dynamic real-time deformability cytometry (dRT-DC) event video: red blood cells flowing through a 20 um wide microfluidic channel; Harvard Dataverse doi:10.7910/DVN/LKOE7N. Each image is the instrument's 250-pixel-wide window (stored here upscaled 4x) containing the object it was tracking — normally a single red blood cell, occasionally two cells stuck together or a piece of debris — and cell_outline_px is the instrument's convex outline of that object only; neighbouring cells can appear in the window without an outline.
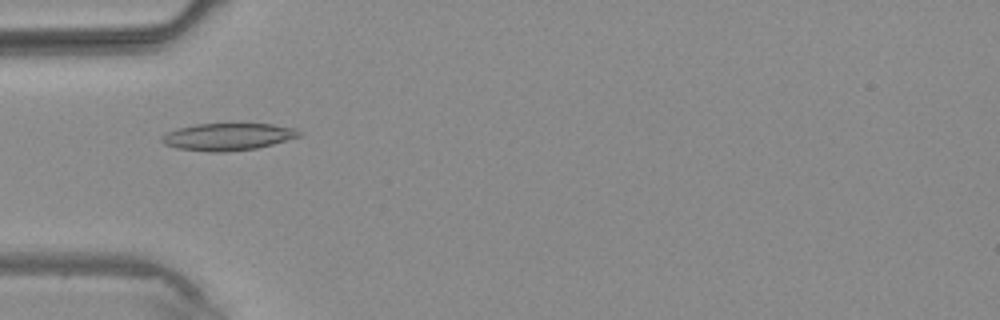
{"species": "common noctule bat (a hibernating species)", "species_latin": "Nyctalus noctula", "temperature_condition": "warm", "stored_images_in_passage": 3, "camera_frame_rate_fps": 3000, "um_per_image_px": 0.085, "animal": {"sex": "male", "body_mass_g": 20.4}, "frame": {"image": 1, "passage_image": 3, "time_ms": 3.333, "image_size_px": [1000, 320], "cell_outline_px": [[300, 136], [272, 144], [256, 148], [224, 152], [208, 152], [176, 148], [164, 144], [160, 140], [160, 136], [176, 128], [196, 124], [272, 124], [296, 128], [300, 132]], "centroid_in_image_um": [19.32, 11.62], "position_along_channel_um": 65.7, "area_um2": 21.73}}